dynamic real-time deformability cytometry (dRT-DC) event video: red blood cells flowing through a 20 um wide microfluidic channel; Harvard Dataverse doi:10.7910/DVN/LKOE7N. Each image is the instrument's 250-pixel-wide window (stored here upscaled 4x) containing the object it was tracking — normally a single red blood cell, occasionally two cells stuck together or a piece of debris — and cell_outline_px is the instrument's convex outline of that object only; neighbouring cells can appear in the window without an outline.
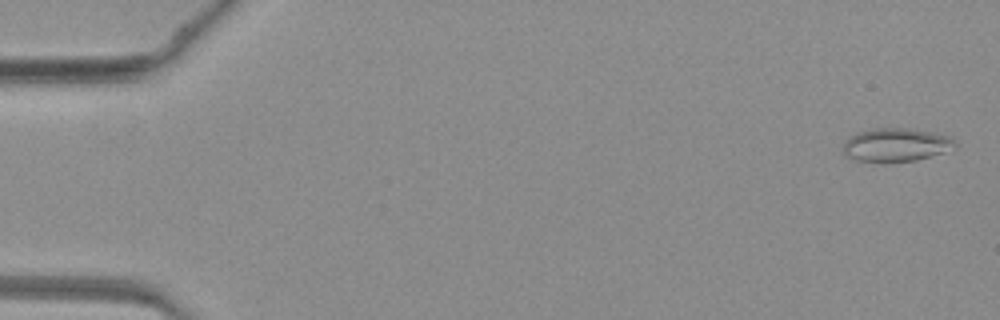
{"species": "common noctule bat (a hibernating species)", "species_latin": "Nyctalus noctula", "temperature_condition": "warm", "stored_images_in_passage": 47, "camera_frame_rate_fps": 3000, "um_per_image_px": 0.085, "animal": {"sex": "female", "body_mass_g": 19.3, "forearm_length_mm": 54.1}, "frame": {"image": 1, "passage_image": 2, "time_ms": 0.333, "image_size_px": [1000, 320], "cell_outline_px": [[956, 144], [940, 152], [916, 160], [856, 160], [848, 156], [844, 152], [844, 140], [860, 132], [876, 128], [904, 128], [952, 136]], "centroid_in_image_um": [76.13, 12.28], "position_along_channel_um": 8.9, "area_um2": 20.63}}
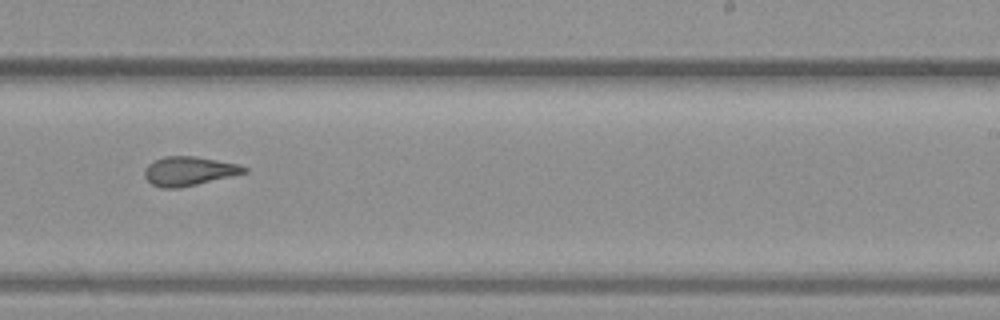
{"frame": {"image": 2, "passage_image": 30, "time_ms": 9.667, "image_size_px": [1000, 320], "cell_outline_px": [[248, 172], [180, 188], [160, 188], [152, 184], [144, 176], [144, 168], [148, 164], [164, 156], [196, 156], [240, 164], [248, 168]], "centroid_in_image_um": [16.06, 14.54], "position_along_channel_um": 272.9, "area_um2": 16.94}}
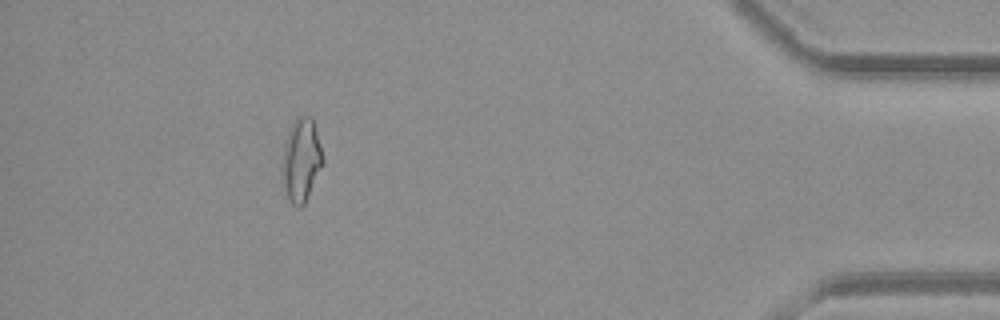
{"frame": {"image": 3, "passage_image": 43, "time_ms": 14.0, "image_size_px": [1000, 320], "cell_outline_px": [[324, 164], [304, 204], [300, 208], [296, 208], [292, 204], [288, 196], [280, 172], [284, 140], [296, 116], [312, 116], [324, 160]], "centroid_in_image_um": [25.59, 13.6], "position_along_channel_um": 409.6, "area_um2": 19.94}}